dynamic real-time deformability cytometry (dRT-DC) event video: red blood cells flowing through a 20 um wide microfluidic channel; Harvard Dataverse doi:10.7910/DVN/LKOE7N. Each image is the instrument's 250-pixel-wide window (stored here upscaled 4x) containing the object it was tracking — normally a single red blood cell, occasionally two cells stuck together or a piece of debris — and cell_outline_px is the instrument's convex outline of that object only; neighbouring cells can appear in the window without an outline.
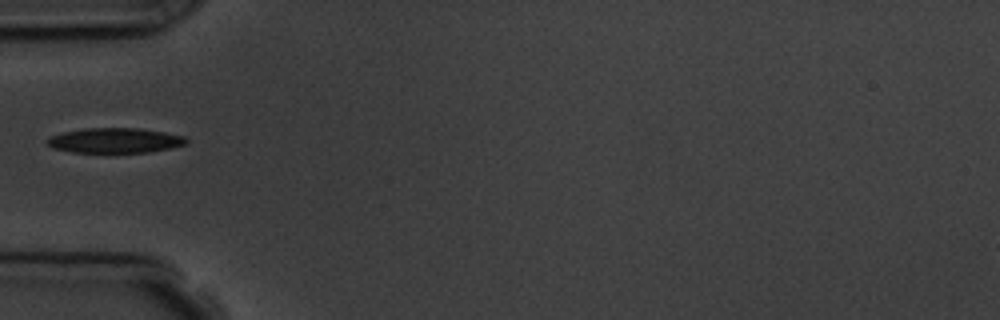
{"species": "common noctule bat (a hibernating species)", "species_latin": "Nyctalus noctula", "temperature_condition": "room temperature", "stored_images_in_passage": 2, "camera_frame_rate_fps": 3000, "um_per_image_px": 0.085, "animal": {"sex": "male", "body_mass_g": 19.5, "forearm_length_mm": 54.6}, "frame": {"image": 1, "passage_image": 1, "time_ms": 0.0, "image_size_px": [1000, 320], "cell_outline_px": [[188, 140], [184, 144], [172, 148], [148, 152], [72, 152], [52, 148], [44, 144], [44, 140], [48, 136], [64, 132], [84, 128], [140, 128], [164, 132], [184, 136]], "centroid_in_image_um": [9.7, 11.93], "position_along_channel_um": 75.3, "area_um2": 20.4}}